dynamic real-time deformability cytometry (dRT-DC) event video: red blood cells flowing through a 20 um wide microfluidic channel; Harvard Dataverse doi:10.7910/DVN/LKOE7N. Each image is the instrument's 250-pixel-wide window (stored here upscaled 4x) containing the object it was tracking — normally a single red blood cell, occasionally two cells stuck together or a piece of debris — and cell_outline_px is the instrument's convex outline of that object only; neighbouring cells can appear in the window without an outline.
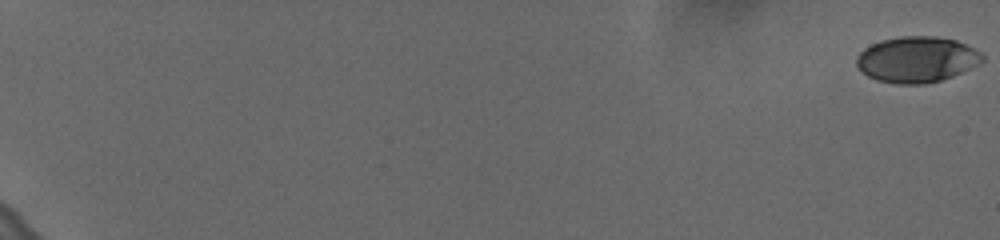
{"species": "human", "species_latin": "Homo sapiens", "temperature_condition": "cold", "stored_images_in_passage": 13, "camera_frame_rate_fps": 3000, "um_per_image_px": 0.085, "donor": {"sex": "female"}, "frame": {"image": 1, "passage_image": 1, "time_ms": 0.0, "image_size_px": [1000, 240], "cell_outline_px": [[984, 60], [980, 64], [952, 76], [940, 80], [924, 84], [896, 84], [876, 80], [868, 76], [856, 64], [856, 56], [864, 48], [880, 40], [900, 36], [936, 36], [956, 40], [980, 52], [984, 56]], "centroid_in_image_um": [77.92, 5.05], "position_along_channel_um": 7.1, "area_um2": 33.64}}
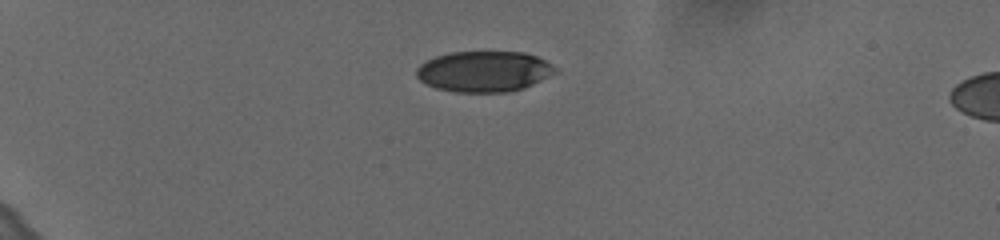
{"frame": {"image": 2, "passage_image": 10, "time_ms": 3.0, "image_size_px": [1000, 240], "cell_outline_px": [[556, 72], [524, 88], [508, 92], [456, 92], [436, 88], [420, 80], [416, 76], [416, 68], [420, 64], [436, 56], [448, 52], [524, 52], [536, 56], [552, 64], [556, 68]], "centroid_in_image_um": [41.12, 6.07], "position_along_channel_um": 43.9, "area_um2": 32.83}}